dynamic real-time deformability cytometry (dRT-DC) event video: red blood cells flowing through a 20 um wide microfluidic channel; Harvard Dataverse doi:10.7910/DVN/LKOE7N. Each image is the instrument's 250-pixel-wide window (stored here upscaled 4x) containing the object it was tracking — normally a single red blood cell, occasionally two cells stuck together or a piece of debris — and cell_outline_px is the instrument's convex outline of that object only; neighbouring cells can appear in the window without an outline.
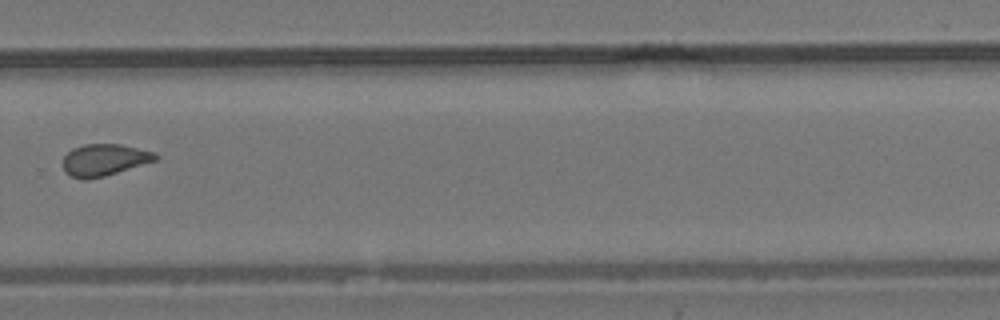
{"species": "common noctule bat (a hibernating species)", "species_latin": "Nyctalus noctula", "temperature_condition": "room temperature", "stored_images_in_passage": 15, "camera_frame_rate_fps": 3000, "um_per_image_px": 0.085, "animal": {"sex": "male", "body_mass_g": 19.2, "forearm_length_mm": 51.8}, "frame": {"image": 1, "passage_image": 11, "time_ms": 13.333, "image_size_px": [1000, 320], "cell_outline_px": [[160, 156], [156, 160], [104, 176], [88, 180], [84, 180], [68, 176], [64, 172], [64, 156], [72, 148], [84, 144], [120, 144], [156, 152]], "centroid_in_image_um": [8.85, 13.59], "position_along_channel_um": 321.0, "area_um2": 17.22}, "authors_computed_cell_mechanics": {"area_um2": 20.1144, "velocity_mm_per_s": 3.7137, "shape_relaxation_time_tau1_ms": null, "shape_relaxation_time_tau2_ms": 5.78, "deformation_change_tau1": null, "deformation_change_tau2": 0.0749}}